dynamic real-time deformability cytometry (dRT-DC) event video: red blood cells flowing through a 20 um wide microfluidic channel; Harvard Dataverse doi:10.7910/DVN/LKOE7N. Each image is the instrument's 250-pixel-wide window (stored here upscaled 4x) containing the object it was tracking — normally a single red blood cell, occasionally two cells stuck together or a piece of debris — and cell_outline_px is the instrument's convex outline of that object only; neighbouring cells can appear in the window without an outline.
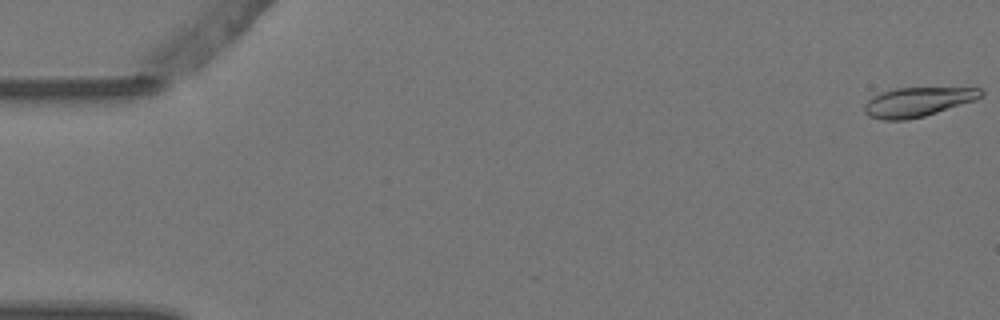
{"species": "Egyptian fruit bat (a non-hibernating species)", "species_latin": "Rousettus aegyptiacus", "temperature_condition": "warm", "stored_images_in_passage": 9, "camera_frame_rate_fps": 3000, "um_per_image_px": 0.085, "animal": {"sex": "female"}, "frame": {"image": 1, "passage_image": 1, "time_ms": 0.0, "image_size_px": [1000, 320], "cell_outline_px": [[984, 96], [976, 100], [924, 116], [908, 120], [884, 120], [868, 116], [864, 112], [864, 108], [868, 100], [872, 96], [896, 88], [984, 88]], "centroid_in_image_um": [78.03, 8.67], "position_along_channel_um": 7.0, "area_um2": 19.88}}
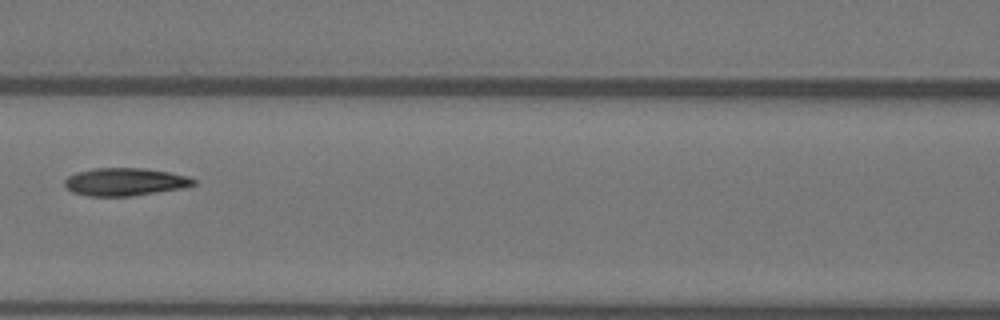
{"frame": {"image": 2, "passage_image": 6, "time_ms": 1.667, "image_size_px": [1000, 320], "cell_outline_px": [[196, 184], [184, 188], [132, 196], [88, 196], [72, 192], [64, 188], [64, 180], [68, 176], [76, 172], [96, 168], [144, 168], [168, 172], [188, 176], [196, 180]], "centroid_in_image_um": [10.61, 15.46], "position_along_channel_um": 156.0, "area_um2": 21.04}}
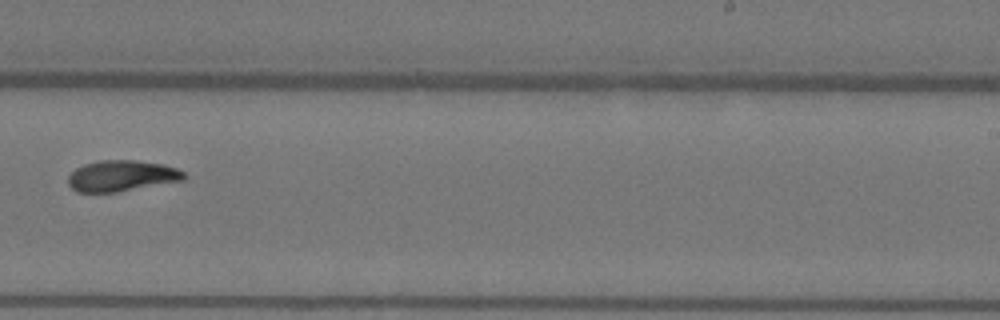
{"frame": {"image": 3, "passage_image": 9, "time_ms": 2.667, "image_size_px": [1000, 320], "cell_outline_px": [[184, 180], [116, 192], [76, 192], [68, 184], [68, 176], [76, 168], [84, 164], [100, 160], [136, 160], [164, 164], [176, 168], [184, 172]], "centroid_in_image_um": [10.32, 14.94], "position_along_channel_um": 278.7, "area_um2": 20.87}}